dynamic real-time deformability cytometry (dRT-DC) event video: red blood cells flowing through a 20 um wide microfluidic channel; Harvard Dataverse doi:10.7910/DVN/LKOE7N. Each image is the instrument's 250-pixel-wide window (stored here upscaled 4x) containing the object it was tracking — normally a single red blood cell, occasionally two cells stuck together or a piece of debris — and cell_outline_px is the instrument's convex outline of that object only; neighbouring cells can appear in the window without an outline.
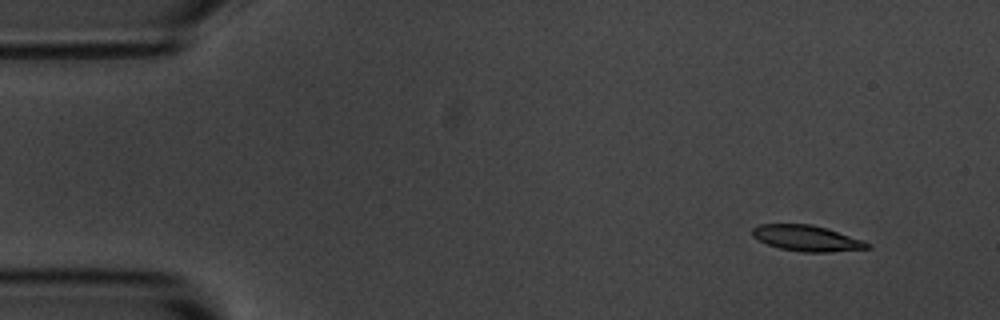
{"species": "common noctule bat (a hibernating species)", "species_latin": "Nyctalus noctula", "temperature_condition": "room temperature", "stored_images_in_passage": 5, "camera_frame_rate_fps": 3000, "um_per_image_px": 0.085, "animal": {"sex": "male", "body_mass_g": 20.1, "forearm_length_mm": 53.5}, "frame": {"image": 1, "passage_image": 2, "time_ms": 1.0, "image_size_px": [1000, 320], "cell_outline_px": [[872, 248], [828, 252], [800, 252], [780, 248], [768, 244], [752, 236], [752, 228], [760, 224], [812, 224], [828, 228], [864, 240], [872, 244]], "centroid_in_image_um": [68.63, 20.25], "position_along_channel_um": 16.4, "area_um2": 17.46}}
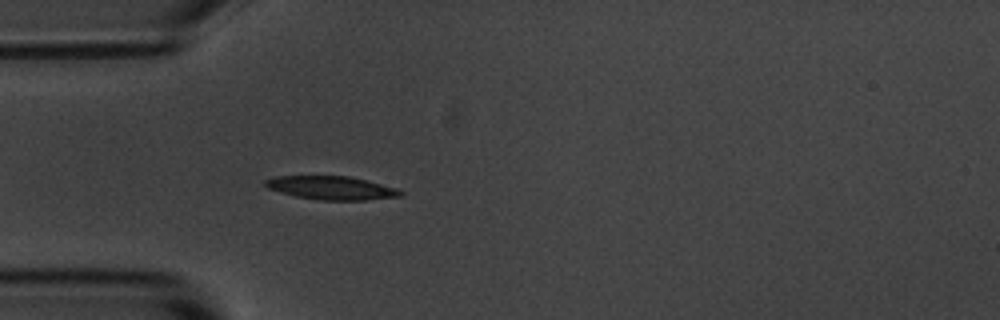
{"frame": {"image": 2, "passage_image": 5, "time_ms": 4.667, "image_size_px": [1000, 320], "cell_outline_px": [[404, 196], [368, 200], [320, 200], [296, 196], [268, 188], [264, 184], [264, 180], [276, 176], [348, 176], [396, 188], [404, 192]], "centroid_in_image_um": [28.19, 15.97], "position_along_channel_um": 56.8, "area_um2": 18.32}}